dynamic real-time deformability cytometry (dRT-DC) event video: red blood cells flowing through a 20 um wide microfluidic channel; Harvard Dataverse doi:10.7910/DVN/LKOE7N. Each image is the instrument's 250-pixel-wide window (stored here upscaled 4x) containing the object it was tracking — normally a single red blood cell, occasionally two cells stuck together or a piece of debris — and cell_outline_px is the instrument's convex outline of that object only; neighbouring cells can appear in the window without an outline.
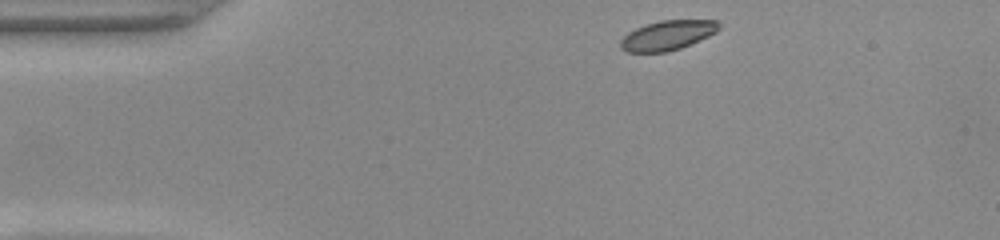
{"species": "common noctule bat (a hibernating species)", "species_latin": "Nyctalus noctula", "temperature_condition": "warm", "stored_images_in_passage": 44, "camera_frame_rate_fps": 3000, "um_per_image_px": 0.085, "animal": {"sex": "female", "body_mass_g": 22.0, "forearm_length_mm": 56.7}, "frame": {"image": 1, "passage_image": 1, "time_ms": 0.0, "image_size_px": [1000, 240], "cell_outline_px": [[720, 28], [716, 32], [708, 36], [680, 48], [668, 52], [624, 52], [620, 48], [620, 40], [628, 32], [636, 28], [660, 20], [720, 20]], "centroid_in_image_um": [56.73, 3.0], "position_along_channel_um": 28.3, "area_um2": 16.99}}
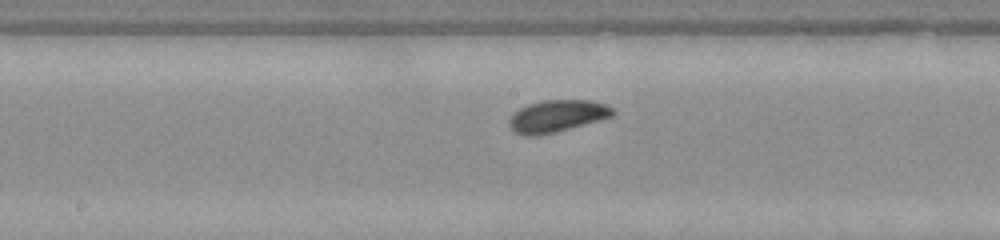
{"frame": {"image": 2, "passage_image": 19, "time_ms": 6.0, "image_size_px": [1000, 240], "cell_outline_px": [[616, 112], [612, 116], [600, 120], [556, 132], [540, 136], [524, 136], [516, 132], [508, 124], [508, 120], [512, 112], [528, 104], [544, 100], [592, 100], [604, 104], [612, 108]], "centroid_in_image_um": [47.32, 9.87], "position_along_channel_um": 200.9, "area_um2": 19.48}}
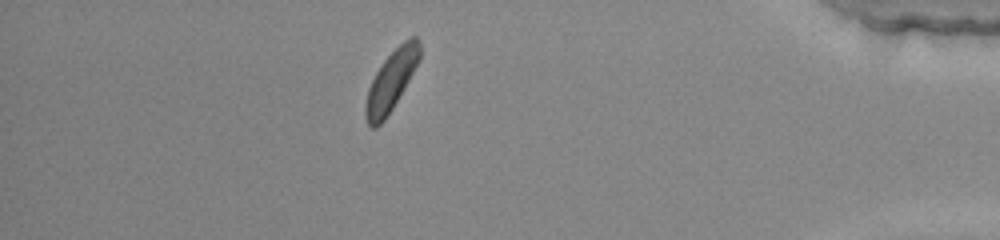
{"frame": {"image": 3, "passage_image": 38, "time_ms": 12.333, "image_size_px": [1000, 240], "cell_outline_px": [[420, 60], [404, 88], [392, 108], [384, 120], [376, 128], [372, 128], [368, 124], [364, 116], [364, 104], [368, 88], [376, 72], [384, 60], [404, 40], [412, 36], [416, 36], [420, 40]], "centroid_in_image_um": [33.24, 6.87], "position_along_channel_um": 402.0, "area_um2": 18.84}, "authors_computed_cell_mechanics": {"area_um2": 18.8428, "velocity_mm_per_s": 3.8689, "shape_relaxation_time_tau1_ms": 2.2124, "shape_relaxation_time_tau2_ms": null, "deformation_change_tau1": 0.0837, "deformation_change_tau2": null}}